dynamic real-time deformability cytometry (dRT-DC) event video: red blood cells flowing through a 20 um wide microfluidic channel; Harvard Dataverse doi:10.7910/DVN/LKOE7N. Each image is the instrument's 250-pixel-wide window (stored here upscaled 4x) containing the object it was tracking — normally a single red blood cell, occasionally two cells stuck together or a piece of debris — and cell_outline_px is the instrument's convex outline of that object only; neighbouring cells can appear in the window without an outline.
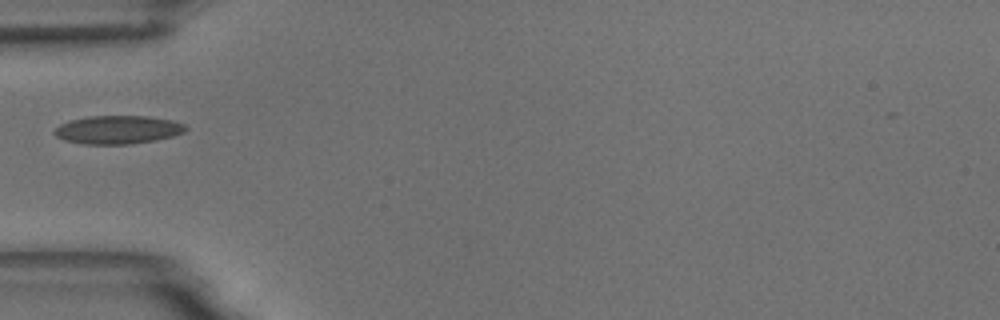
{"species": "common noctule bat (a hibernating species)", "species_latin": "Nyctalus noctula", "temperature_condition": "room temperature", "stored_images_in_passage": 38, "camera_frame_rate_fps": 3000, "um_per_image_px": 0.085, "animal": {"sex": "male", "body_mass_g": 18.8}, "frame": {"image": 1, "passage_image": 1, "time_ms": 0.0, "image_size_px": [1000, 320], "cell_outline_px": [[188, 128], [184, 132], [172, 136], [156, 140], [128, 144], [84, 144], [64, 140], [56, 136], [52, 132], [60, 124], [72, 120], [88, 116], [148, 116], [172, 120], [184, 124]], "centroid_in_image_um": [10.02, 11.02], "position_along_channel_um": 75.0, "area_um2": 21.62}}
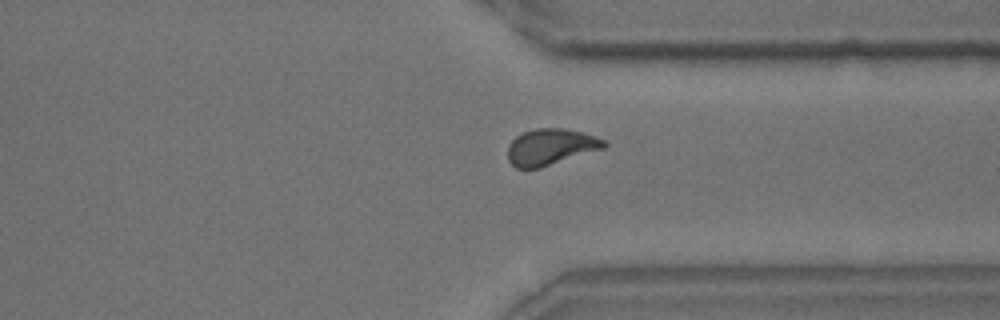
{"frame": {"image": 2, "passage_image": 25, "time_ms": 8.0, "image_size_px": [1000, 320], "cell_outline_px": [[608, 144], [604, 148], [540, 168], [516, 168], [508, 160], [508, 144], [516, 136], [524, 132], [536, 128], [564, 128], [584, 132], [596, 136], [604, 140]], "centroid_in_image_um": [46.81, 12.48], "position_along_channel_um": 364.6, "area_um2": 20.4}}
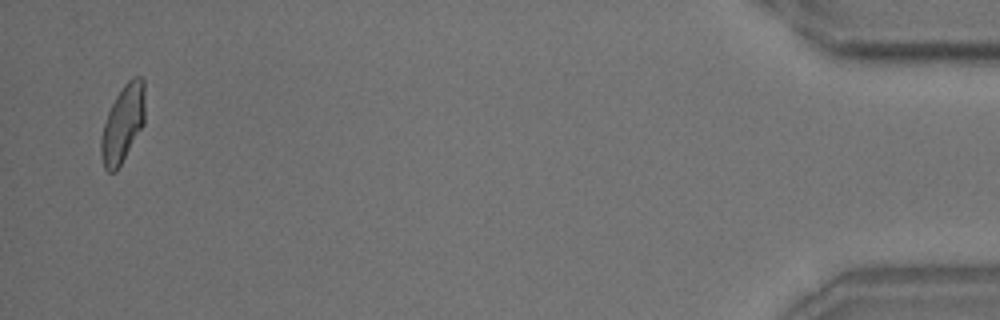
{"frame": {"image": 3, "passage_image": 37, "time_ms": 12.0, "image_size_px": [1000, 320], "cell_outline_px": [[144, 124], [116, 172], [108, 172], [104, 168], [100, 156], [100, 140], [104, 124], [108, 112], [116, 96], [124, 84], [132, 76], [140, 76], [144, 80]], "centroid_in_image_um": [10.43, 10.52], "position_along_channel_um": 424.8, "area_um2": 19.77}}